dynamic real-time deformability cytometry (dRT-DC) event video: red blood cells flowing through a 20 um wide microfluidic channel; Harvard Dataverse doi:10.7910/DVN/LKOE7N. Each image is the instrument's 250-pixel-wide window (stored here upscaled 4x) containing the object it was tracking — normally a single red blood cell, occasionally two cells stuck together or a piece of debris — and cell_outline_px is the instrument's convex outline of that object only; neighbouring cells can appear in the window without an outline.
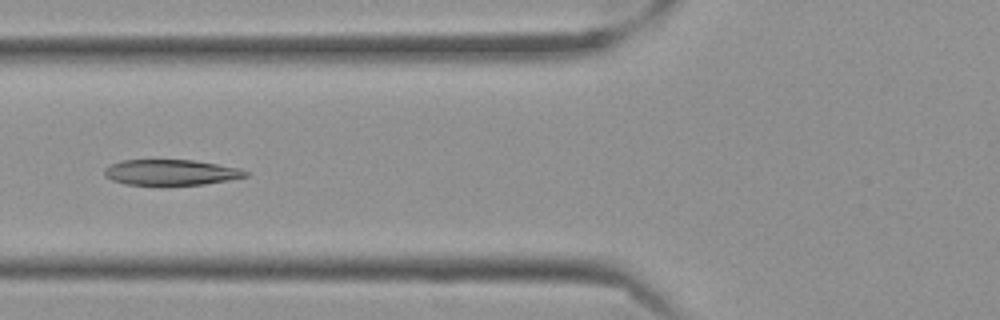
{"species": "Egyptian fruit bat (a non-hibernating species)", "species_latin": "Rousettus aegyptiacus", "temperature_condition": "cold", "stored_images_in_passage": 43, "camera_frame_rate_fps": 3000, "um_per_image_px": 0.085, "frame": {"image": 1, "passage_image": 14, "time_ms": 4.333, "image_size_px": [1000, 320], "cell_outline_px": [[248, 176], [228, 180], [204, 184], [164, 188], [160, 188], [124, 184], [112, 180], [104, 176], [104, 168], [112, 164], [124, 160], [192, 160], [240, 168], [248, 172]], "centroid_in_image_um": [14.48, 14.7], "position_along_channel_um": 111.3, "area_um2": 21.96}}
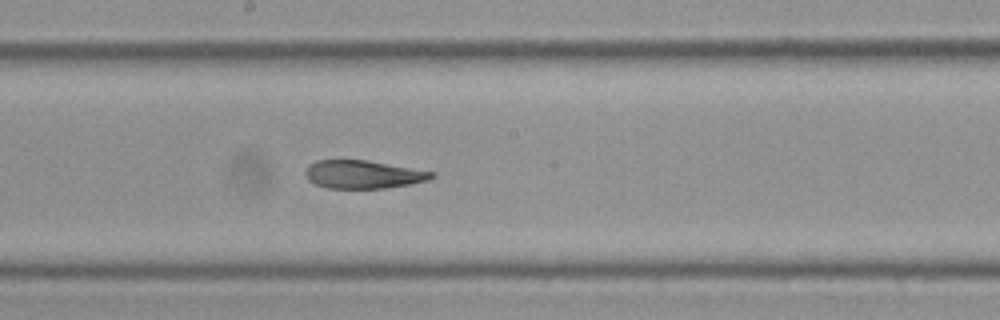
{"frame": {"image": 2, "passage_image": 23, "time_ms": 7.333, "image_size_px": [1000, 320], "cell_outline_px": [[436, 176], [428, 180], [412, 184], [384, 188], [328, 188], [316, 184], [308, 180], [304, 172], [308, 164], [316, 160], [368, 160], [436, 172]], "centroid_in_image_um": [30.88, 14.82], "position_along_channel_um": 217.3, "area_um2": 20.87}}
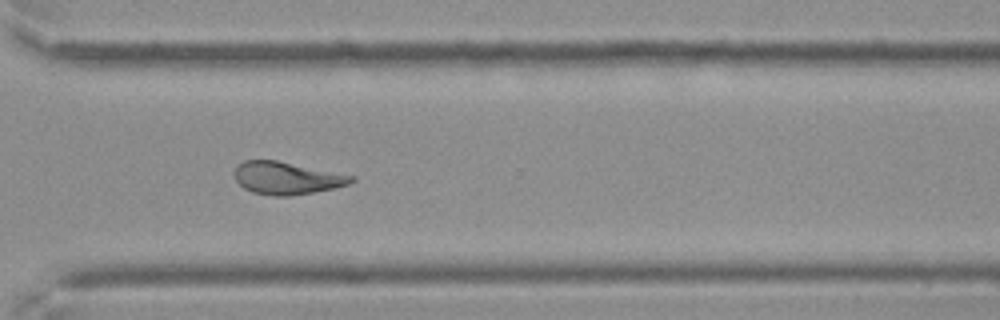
{"frame": {"image": 3, "passage_image": 34, "time_ms": 11.0, "image_size_px": [1000, 320], "cell_outline_px": [[356, 180], [348, 184], [332, 188], [312, 192], [288, 196], [272, 196], [252, 192], [244, 188], [236, 180], [236, 168], [244, 160], [276, 160], [356, 176]], "centroid_in_image_um": [24.39, 15.14], "position_along_channel_um": 346.2, "area_um2": 21.85}, "authors_computed_cell_mechanics": {"area_um2": 21.9062, "velocity_mm_per_s": 3.5211, "shape_relaxation_time_tau1_ms": 7.4181, "shape_relaxation_time_tau2_ms": 3.6673, "deformation_change_tau1": 0.2096, "deformation_change_tau2": 0.1144}}